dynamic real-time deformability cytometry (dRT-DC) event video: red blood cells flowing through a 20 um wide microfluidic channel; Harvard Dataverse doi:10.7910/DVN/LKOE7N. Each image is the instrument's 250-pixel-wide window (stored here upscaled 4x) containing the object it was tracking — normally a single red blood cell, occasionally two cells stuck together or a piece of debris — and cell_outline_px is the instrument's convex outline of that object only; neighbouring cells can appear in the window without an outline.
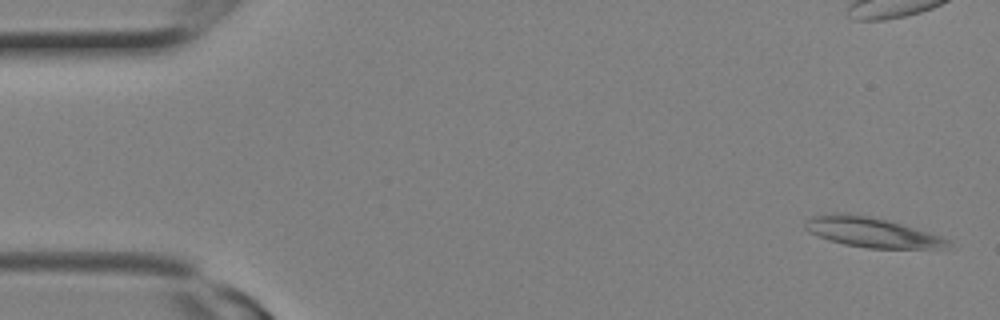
{"species": "Egyptian fruit bat (a non-hibernating species)", "species_latin": "Rousettus aegyptiacus", "temperature_condition": "room temperature", "stored_images_in_passage": 8, "camera_frame_rate_fps": 3000, "um_per_image_px": 0.085, "animal": {"sex": "female"}, "frame": {"image": 1, "passage_image": 1, "time_ms": 0.0, "image_size_px": [1000, 320], "cell_outline_px": [[952, 240], [948, 244], [924, 248], [868, 248], [844, 244], [828, 240], [808, 232], [804, 228], [804, 224], [812, 216], [832, 212], [848, 212], [872, 216], [888, 220], [940, 236]], "centroid_in_image_um": [73.96, 19.71], "position_along_channel_um": 11.0, "area_um2": 24.62}}